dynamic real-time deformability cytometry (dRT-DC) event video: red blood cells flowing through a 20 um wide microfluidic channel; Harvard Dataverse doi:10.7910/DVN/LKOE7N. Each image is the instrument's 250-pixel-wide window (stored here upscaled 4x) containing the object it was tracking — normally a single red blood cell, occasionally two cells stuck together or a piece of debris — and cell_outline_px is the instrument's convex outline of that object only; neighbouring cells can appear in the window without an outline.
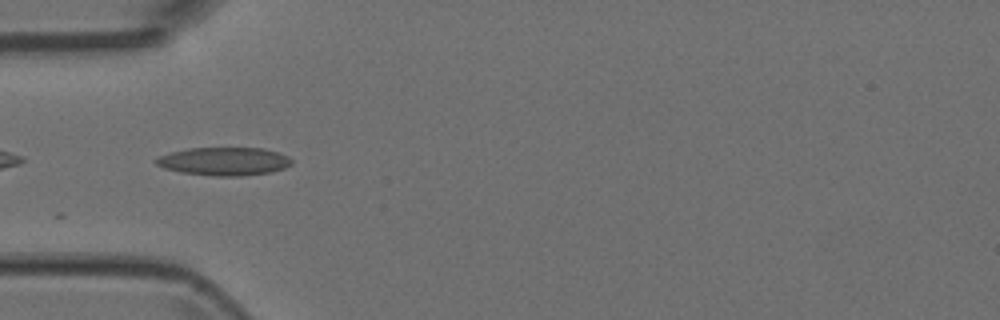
{"species": "Egyptian fruit bat (a non-hibernating species)", "species_latin": "Rousettus aegyptiacus", "temperature_condition": "room temperature", "stored_images_in_passage": 22, "camera_frame_rate_fps": 3000, "um_per_image_px": 0.085, "animal": {"sex": "female"}, "frame": {"image": 1, "passage_image": 1, "time_ms": 0.0, "image_size_px": [1000, 320], "cell_outline_px": [[292, 164], [284, 168], [272, 172], [240, 176], [216, 176], [180, 172], [164, 168], [156, 164], [152, 160], [156, 156], [188, 148], [264, 148], [288, 156], [292, 160]], "centroid_in_image_um": [19.02, 13.71], "position_along_channel_um": 66.0, "area_um2": 22.37}}
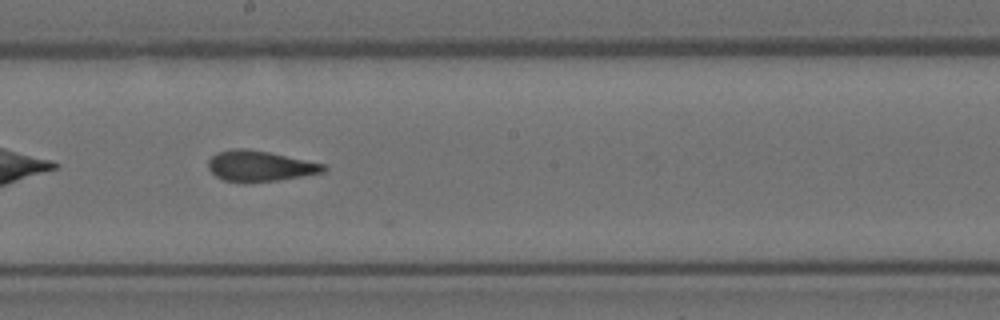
{"frame": {"image": 2, "passage_image": 13, "time_ms": 4.0, "image_size_px": [1000, 320], "cell_outline_px": [[328, 168], [324, 172], [276, 180], [224, 180], [216, 176], [208, 168], [208, 160], [216, 152], [232, 148], [248, 148], [268, 152], [324, 164]], "centroid_in_image_um": [22.07, 14.07], "position_along_channel_um": 226.1, "area_um2": 19.94}}
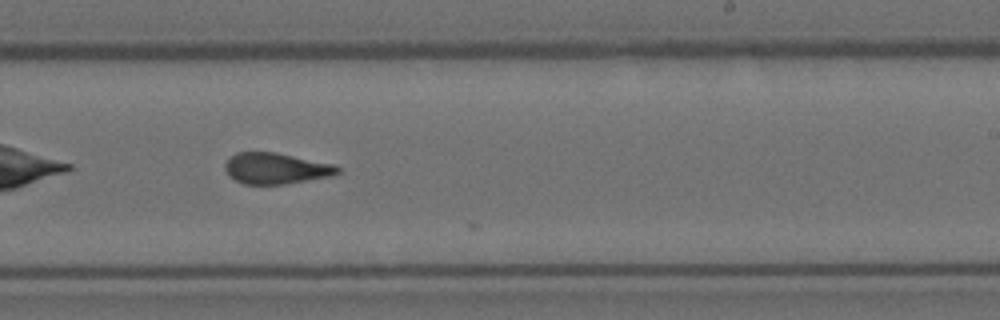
{"frame": {"image": 3, "passage_image": 16, "time_ms": 5.0, "image_size_px": [1000, 320], "cell_outline_px": [[340, 172], [332, 176], [284, 184], [244, 184], [228, 176], [224, 168], [224, 164], [236, 152], [276, 152], [332, 164], [340, 168]], "centroid_in_image_um": [23.43, 14.31], "position_along_channel_um": 265.6, "area_um2": 20.29}}